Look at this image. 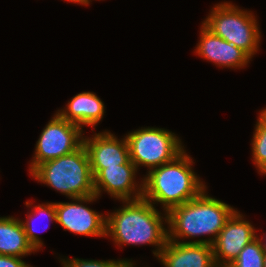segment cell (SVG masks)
Listing matches in <instances>:
<instances>
[{
  "label": "cell",
  "mask_w": 266,
  "mask_h": 267,
  "mask_svg": "<svg viewBox=\"0 0 266 267\" xmlns=\"http://www.w3.org/2000/svg\"><path fill=\"white\" fill-rule=\"evenodd\" d=\"M256 239L259 241L261 247L266 252V233H264L262 237H258V235H256Z\"/></svg>",
  "instance_id": "cell-21"
},
{
  "label": "cell",
  "mask_w": 266,
  "mask_h": 267,
  "mask_svg": "<svg viewBox=\"0 0 266 267\" xmlns=\"http://www.w3.org/2000/svg\"><path fill=\"white\" fill-rule=\"evenodd\" d=\"M66 121L78 125L96 127L105 113L104 102L94 92H81L68 101L66 107L57 111Z\"/></svg>",
  "instance_id": "cell-14"
},
{
  "label": "cell",
  "mask_w": 266,
  "mask_h": 267,
  "mask_svg": "<svg viewBox=\"0 0 266 267\" xmlns=\"http://www.w3.org/2000/svg\"><path fill=\"white\" fill-rule=\"evenodd\" d=\"M256 235L254 226L236 209L212 243L216 266L227 267Z\"/></svg>",
  "instance_id": "cell-9"
},
{
  "label": "cell",
  "mask_w": 266,
  "mask_h": 267,
  "mask_svg": "<svg viewBox=\"0 0 266 267\" xmlns=\"http://www.w3.org/2000/svg\"><path fill=\"white\" fill-rule=\"evenodd\" d=\"M17 256L0 255V267H33Z\"/></svg>",
  "instance_id": "cell-20"
},
{
  "label": "cell",
  "mask_w": 266,
  "mask_h": 267,
  "mask_svg": "<svg viewBox=\"0 0 266 267\" xmlns=\"http://www.w3.org/2000/svg\"><path fill=\"white\" fill-rule=\"evenodd\" d=\"M122 203L121 208L106 214V237L109 236L118 247L155 246L152 252L158 258L168 240L167 213L162 214L143 197L122 200Z\"/></svg>",
  "instance_id": "cell-1"
},
{
  "label": "cell",
  "mask_w": 266,
  "mask_h": 267,
  "mask_svg": "<svg viewBox=\"0 0 266 267\" xmlns=\"http://www.w3.org/2000/svg\"><path fill=\"white\" fill-rule=\"evenodd\" d=\"M67 2H72V3H75V4H81V5H89L90 2H92L91 0H65Z\"/></svg>",
  "instance_id": "cell-22"
},
{
  "label": "cell",
  "mask_w": 266,
  "mask_h": 267,
  "mask_svg": "<svg viewBox=\"0 0 266 267\" xmlns=\"http://www.w3.org/2000/svg\"><path fill=\"white\" fill-rule=\"evenodd\" d=\"M30 176L69 199L95 194L94 177L84 144L72 153L40 164Z\"/></svg>",
  "instance_id": "cell-4"
},
{
  "label": "cell",
  "mask_w": 266,
  "mask_h": 267,
  "mask_svg": "<svg viewBox=\"0 0 266 267\" xmlns=\"http://www.w3.org/2000/svg\"><path fill=\"white\" fill-rule=\"evenodd\" d=\"M200 27L195 54L223 68L240 69L250 63L251 58L244 51L213 34L203 24Z\"/></svg>",
  "instance_id": "cell-12"
},
{
  "label": "cell",
  "mask_w": 266,
  "mask_h": 267,
  "mask_svg": "<svg viewBox=\"0 0 266 267\" xmlns=\"http://www.w3.org/2000/svg\"><path fill=\"white\" fill-rule=\"evenodd\" d=\"M126 140L130 160L139 166L147 167V172L173 161L185 147L181 139L172 131L158 127H141L128 132Z\"/></svg>",
  "instance_id": "cell-6"
},
{
  "label": "cell",
  "mask_w": 266,
  "mask_h": 267,
  "mask_svg": "<svg viewBox=\"0 0 266 267\" xmlns=\"http://www.w3.org/2000/svg\"><path fill=\"white\" fill-rule=\"evenodd\" d=\"M32 204L33 203L30 201L25 202L26 207L31 208V210L29 211L30 213L26 215L27 219L24 221L21 220V223L23 225V228H24V231H25V234H26V237H27L29 243L33 246V248L36 251H39L40 249L43 248L42 247L43 242L41 240V237L38 236L37 232H43V231L47 230V228L49 227V224L47 223V225L41 226L39 228L38 226H36L37 224H35L36 221H34V220H36V218H38V216L40 218H43V216H44L45 218L48 219L49 222H52V221L56 222L55 203L54 202H49V203L47 202L46 204L41 203V204L34 205V206H32ZM37 227L39 228L38 230H37Z\"/></svg>",
  "instance_id": "cell-16"
},
{
  "label": "cell",
  "mask_w": 266,
  "mask_h": 267,
  "mask_svg": "<svg viewBox=\"0 0 266 267\" xmlns=\"http://www.w3.org/2000/svg\"><path fill=\"white\" fill-rule=\"evenodd\" d=\"M264 267H266V254H265V257H264Z\"/></svg>",
  "instance_id": "cell-24"
},
{
  "label": "cell",
  "mask_w": 266,
  "mask_h": 267,
  "mask_svg": "<svg viewBox=\"0 0 266 267\" xmlns=\"http://www.w3.org/2000/svg\"><path fill=\"white\" fill-rule=\"evenodd\" d=\"M63 267H136L131 259L118 260H88L79 258H60Z\"/></svg>",
  "instance_id": "cell-19"
},
{
  "label": "cell",
  "mask_w": 266,
  "mask_h": 267,
  "mask_svg": "<svg viewBox=\"0 0 266 267\" xmlns=\"http://www.w3.org/2000/svg\"><path fill=\"white\" fill-rule=\"evenodd\" d=\"M37 252L29 243L21 219L0 217V255L23 258Z\"/></svg>",
  "instance_id": "cell-15"
},
{
  "label": "cell",
  "mask_w": 266,
  "mask_h": 267,
  "mask_svg": "<svg viewBox=\"0 0 266 267\" xmlns=\"http://www.w3.org/2000/svg\"><path fill=\"white\" fill-rule=\"evenodd\" d=\"M258 115L266 122V108L261 109Z\"/></svg>",
  "instance_id": "cell-23"
},
{
  "label": "cell",
  "mask_w": 266,
  "mask_h": 267,
  "mask_svg": "<svg viewBox=\"0 0 266 267\" xmlns=\"http://www.w3.org/2000/svg\"><path fill=\"white\" fill-rule=\"evenodd\" d=\"M202 24L213 34L244 51L251 59L259 50L261 32L251 11L231 2L215 4Z\"/></svg>",
  "instance_id": "cell-5"
},
{
  "label": "cell",
  "mask_w": 266,
  "mask_h": 267,
  "mask_svg": "<svg viewBox=\"0 0 266 267\" xmlns=\"http://www.w3.org/2000/svg\"><path fill=\"white\" fill-rule=\"evenodd\" d=\"M266 252L259 241L254 239L246 245L239 253V256L227 267H264Z\"/></svg>",
  "instance_id": "cell-18"
},
{
  "label": "cell",
  "mask_w": 266,
  "mask_h": 267,
  "mask_svg": "<svg viewBox=\"0 0 266 267\" xmlns=\"http://www.w3.org/2000/svg\"><path fill=\"white\" fill-rule=\"evenodd\" d=\"M206 189L196 198L167 212L168 240L212 245L218 237L226 221L236 210L229 204L207 195ZM205 235L210 237L183 241L186 238L193 239Z\"/></svg>",
  "instance_id": "cell-2"
},
{
  "label": "cell",
  "mask_w": 266,
  "mask_h": 267,
  "mask_svg": "<svg viewBox=\"0 0 266 267\" xmlns=\"http://www.w3.org/2000/svg\"><path fill=\"white\" fill-rule=\"evenodd\" d=\"M193 159L184 150L173 161L147 172L143 177L142 197L164 213L196 198L207 186L192 169Z\"/></svg>",
  "instance_id": "cell-3"
},
{
  "label": "cell",
  "mask_w": 266,
  "mask_h": 267,
  "mask_svg": "<svg viewBox=\"0 0 266 267\" xmlns=\"http://www.w3.org/2000/svg\"><path fill=\"white\" fill-rule=\"evenodd\" d=\"M257 119L251 141L252 161L258 173L263 175L266 171V122L260 116Z\"/></svg>",
  "instance_id": "cell-17"
},
{
  "label": "cell",
  "mask_w": 266,
  "mask_h": 267,
  "mask_svg": "<svg viewBox=\"0 0 266 267\" xmlns=\"http://www.w3.org/2000/svg\"><path fill=\"white\" fill-rule=\"evenodd\" d=\"M92 137L83 138L87 149L93 177L107 167L119 166L130 161L126 137L118 139L110 131L94 133Z\"/></svg>",
  "instance_id": "cell-11"
},
{
  "label": "cell",
  "mask_w": 266,
  "mask_h": 267,
  "mask_svg": "<svg viewBox=\"0 0 266 267\" xmlns=\"http://www.w3.org/2000/svg\"><path fill=\"white\" fill-rule=\"evenodd\" d=\"M92 196L71 198V202H55L56 223L74 234L106 237V215L96 212L85 204L96 201ZM74 201V202H73ZM85 203V204H84Z\"/></svg>",
  "instance_id": "cell-8"
},
{
  "label": "cell",
  "mask_w": 266,
  "mask_h": 267,
  "mask_svg": "<svg viewBox=\"0 0 266 267\" xmlns=\"http://www.w3.org/2000/svg\"><path fill=\"white\" fill-rule=\"evenodd\" d=\"M157 259L164 267H217L209 244L167 240Z\"/></svg>",
  "instance_id": "cell-13"
},
{
  "label": "cell",
  "mask_w": 266,
  "mask_h": 267,
  "mask_svg": "<svg viewBox=\"0 0 266 267\" xmlns=\"http://www.w3.org/2000/svg\"><path fill=\"white\" fill-rule=\"evenodd\" d=\"M136 174L137 168L131 160L123 165L101 169L94 176L95 194L101 197L105 191L120 201L142 198L143 180L136 182Z\"/></svg>",
  "instance_id": "cell-10"
},
{
  "label": "cell",
  "mask_w": 266,
  "mask_h": 267,
  "mask_svg": "<svg viewBox=\"0 0 266 267\" xmlns=\"http://www.w3.org/2000/svg\"><path fill=\"white\" fill-rule=\"evenodd\" d=\"M83 129L64 120L57 112L43 128L35 146L29 173L40 164L72 153L83 144Z\"/></svg>",
  "instance_id": "cell-7"
}]
</instances>
